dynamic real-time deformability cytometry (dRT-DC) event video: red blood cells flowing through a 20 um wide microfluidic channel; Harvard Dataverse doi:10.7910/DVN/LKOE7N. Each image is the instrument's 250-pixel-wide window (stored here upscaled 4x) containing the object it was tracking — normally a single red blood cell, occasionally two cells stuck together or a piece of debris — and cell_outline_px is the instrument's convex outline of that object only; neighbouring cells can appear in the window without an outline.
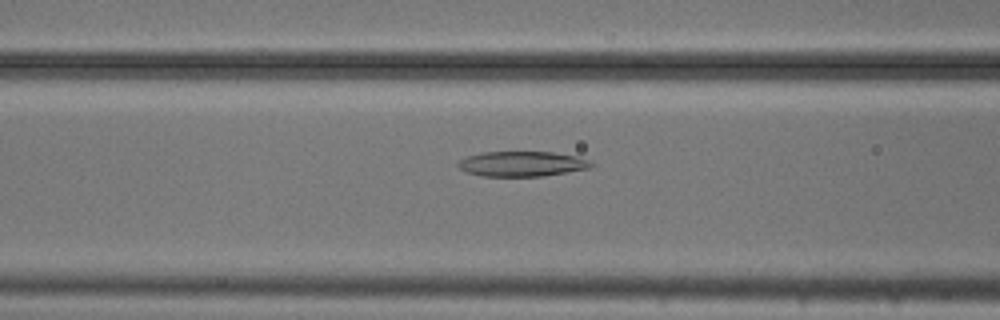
{"species": "common noctule bat (a hibernating species)", "species_latin": "Nyctalus noctula", "temperature_condition": "cold", "stored_images_in_passage": 53, "camera_frame_rate_fps": 3000, "um_per_image_px": 0.085, "animal": {"sex": "male", "body_mass_g": 20.5, "forearm_length_mm": 52.5}, "frame": {"image": 1, "passage_image": 21, "time_ms": 6.667, "image_size_px": [1000, 320], "cell_outline_px": [[596, 164], [592, 168], [544, 176], [484, 176], [468, 172], [460, 168], [456, 164], [460, 160], [468, 156], [480, 152], [552, 152], [576, 156], [592, 160]], "centroid_in_image_um": [44.45, 13.92], "position_along_channel_um": 122.1, "area_um2": 19.59}}
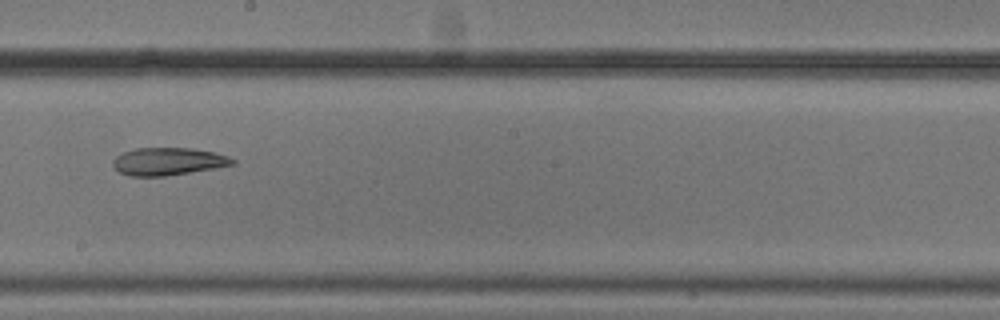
{"frame": {"image": 2, "passage_image": 30, "time_ms": 9.667, "image_size_px": [1000, 320], "cell_outline_px": [[236, 164], [164, 176], [128, 176], [120, 172], [112, 164], [112, 160], [116, 156], [124, 152], [136, 148], [192, 148], [216, 152], [228, 156], [236, 160]], "centroid_in_image_um": [14.29, 13.71], "position_along_channel_um": 233.9, "area_um2": 19.13}}
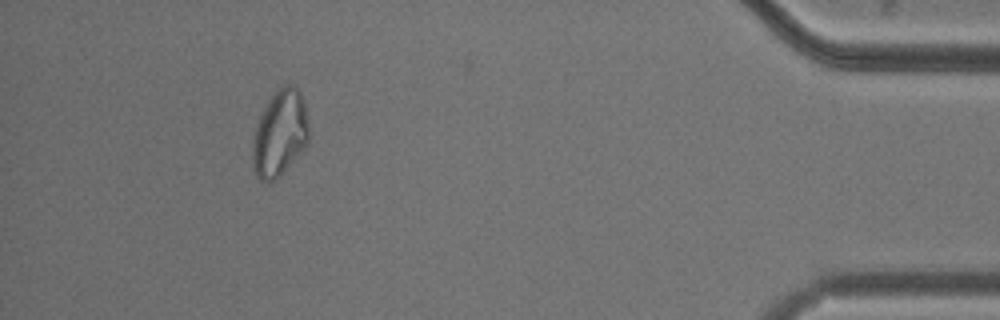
{"frame": {"image": 3, "passage_image": 49, "time_ms": 16.0, "image_size_px": [1000, 320], "cell_outline_px": [[308, 144], [280, 176], [276, 180], [260, 180], [256, 176], [252, 164], [252, 140], [256, 124], [268, 100], [276, 88], [280, 84], [288, 80], [300, 92], [304, 100], [308, 120]], "centroid_in_image_um": [23.78, 11.28], "position_along_channel_um": 411.4, "area_um2": 28.78}, "authors_computed_cell_mechanics": {"area_um2": 25.143, "velocity_mm_per_s": 3.7102, "shape_relaxation_time_tau1_ms": 7.7574, "shape_relaxation_time_tau2_ms": 4.7179, "deformation_change_tau1": 0.1816, "deformation_change_tau2": 0.1251}}